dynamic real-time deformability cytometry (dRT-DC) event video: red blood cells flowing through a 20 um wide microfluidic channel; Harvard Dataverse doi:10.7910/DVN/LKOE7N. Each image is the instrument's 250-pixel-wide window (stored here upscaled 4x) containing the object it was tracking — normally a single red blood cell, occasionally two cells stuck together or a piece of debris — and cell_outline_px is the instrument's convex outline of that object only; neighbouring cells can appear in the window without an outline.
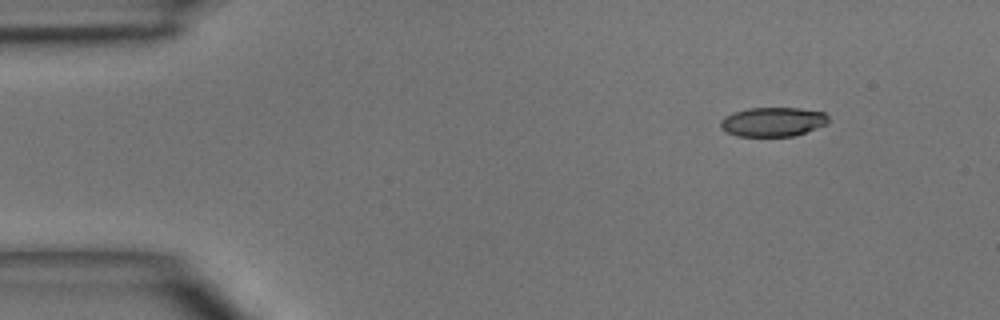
{"species": "common noctule bat (a hibernating species)", "species_latin": "Nyctalus noctula", "temperature_condition": "room temperature", "stored_images_in_passage": 4, "camera_frame_rate_fps": 3000, "um_per_image_px": 0.085, "animal": {"sex": "male", "body_mass_g": 15.6}, "frame": {"image": 1, "passage_image": 1, "time_ms": 0.0, "image_size_px": [1000, 320], "cell_outline_px": [[828, 124], [792, 136], [736, 136], [720, 128], [720, 120], [724, 116], [748, 108], [800, 108], [824, 112], [828, 116]], "centroid_in_image_um": [65.69, 10.35], "position_along_channel_um": 19.3, "area_um2": 18.32}}
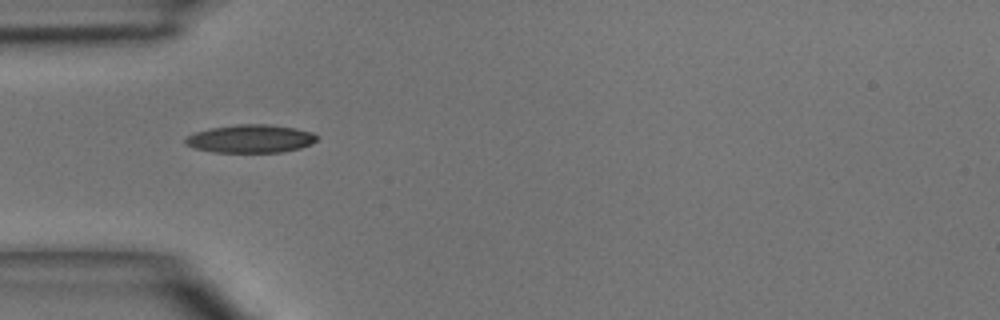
{"frame": {"image": 2, "passage_image": 3, "time_ms": 3.0, "image_size_px": [1000, 320], "cell_outline_px": [[316, 140], [312, 144], [300, 148], [284, 152], [212, 152], [196, 148], [188, 144], [184, 140], [188, 136], [196, 132], [212, 128], [236, 124], [264, 124], [296, 128], [312, 132], [316, 136]], "centroid_in_image_um": [21.33, 11.79], "position_along_channel_um": 63.7, "area_um2": 21.33}}
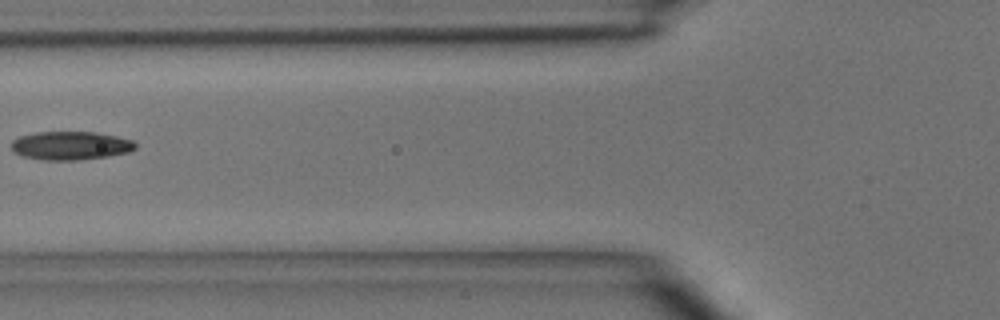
{"frame": {"image": 3, "passage_image": 4, "time_ms": 4.333, "image_size_px": [1000, 320], "cell_outline_px": [[136, 148], [128, 152], [108, 156], [80, 160], [44, 160], [24, 156], [12, 152], [12, 140], [20, 136], [36, 132], [96, 132], [116, 136], [132, 140], [136, 144]], "centroid_in_image_um": [5.99, 12.37], "position_along_channel_um": 119.8, "area_um2": 20.58}}